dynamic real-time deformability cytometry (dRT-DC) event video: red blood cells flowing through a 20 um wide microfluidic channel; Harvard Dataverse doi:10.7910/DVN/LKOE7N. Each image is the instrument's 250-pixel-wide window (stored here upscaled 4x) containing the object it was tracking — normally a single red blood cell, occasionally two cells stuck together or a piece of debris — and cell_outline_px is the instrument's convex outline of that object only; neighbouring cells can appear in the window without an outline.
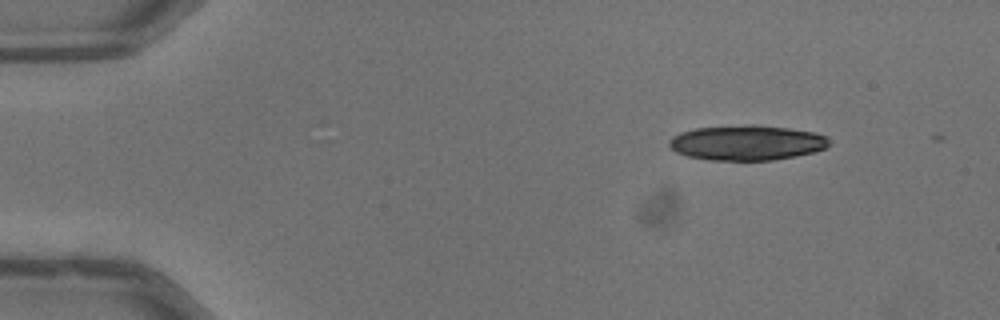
{"species": "common noctule bat (a hibernating species)", "species_latin": "Nyctalus noctula", "temperature_condition": "warm", "stored_images_in_passage": 5, "camera_frame_rate_fps": 3000, "um_per_image_px": 0.085, "animal": {"sex": "male", "body_mass_g": 13.3}, "frame": {"image": 1, "passage_image": 1, "time_ms": 0.0, "image_size_px": [1000, 320], "cell_outline_px": [[828, 144], [824, 148], [812, 152], [796, 156], [772, 160], [708, 160], [688, 156], [676, 152], [668, 144], [668, 140], [672, 136], [680, 132], [696, 128], [748, 124], [760, 124], [788, 128], [812, 132], [828, 136]], "centroid_in_image_um": [63.44, 12.12], "position_along_channel_um": 21.6, "area_um2": 32.77}}